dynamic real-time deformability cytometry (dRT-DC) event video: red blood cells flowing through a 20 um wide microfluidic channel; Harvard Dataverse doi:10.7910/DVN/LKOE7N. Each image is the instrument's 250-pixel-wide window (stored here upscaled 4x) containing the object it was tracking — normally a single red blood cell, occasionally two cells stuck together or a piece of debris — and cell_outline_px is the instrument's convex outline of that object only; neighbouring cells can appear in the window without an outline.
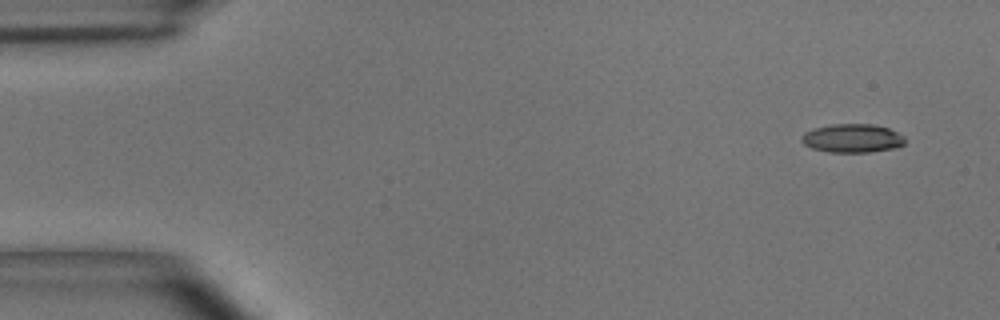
{"species": "common noctule bat (a hibernating species)", "species_latin": "Nyctalus noctula", "temperature_condition": "room temperature", "stored_images_in_passage": 5, "camera_frame_rate_fps": 3000, "um_per_image_px": 0.085, "animal": {"sex": "male", "body_mass_g": 15.6}, "frame": {"image": 1, "passage_image": 1, "time_ms": 0.0, "image_size_px": [1000, 320], "cell_outline_px": [[904, 144], [896, 148], [868, 152], [828, 152], [812, 148], [804, 144], [804, 132], [816, 128], [832, 124], [872, 124], [888, 128], [904, 136]], "centroid_in_image_um": [72.49, 11.75], "position_along_channel_um": 12.5, "area_um2": 16.99}}
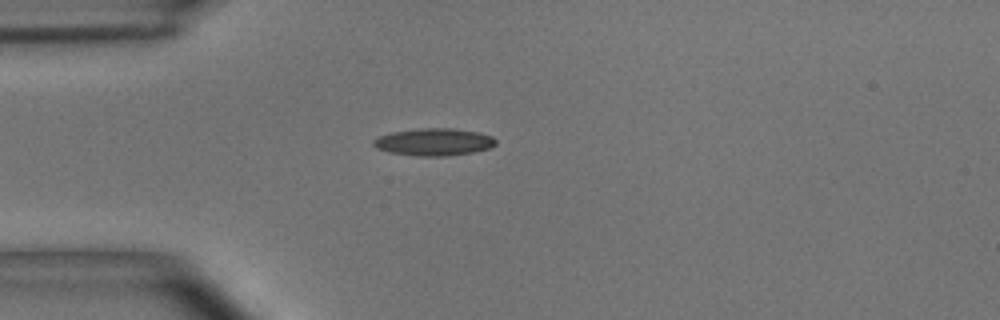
{"frame": {"image": 2, "passage_image": 4, "time_ms": 1.0, "image_size_px": [1000, 320], "cell_outline_px": [[496, 144], [488, 148], [472, 152], [444, 156], [416, 156], [388, 152], [376, 148], [372, 144], [372, 140], [380, 136], [392, 132], [420, 128], [452, 128], [480, 132], [492, 136], [496, 140]], "centroid_in_image_um": [36.87, 12.06], "position_along_channel_um": 48.1, "area_um2": 19.48}}